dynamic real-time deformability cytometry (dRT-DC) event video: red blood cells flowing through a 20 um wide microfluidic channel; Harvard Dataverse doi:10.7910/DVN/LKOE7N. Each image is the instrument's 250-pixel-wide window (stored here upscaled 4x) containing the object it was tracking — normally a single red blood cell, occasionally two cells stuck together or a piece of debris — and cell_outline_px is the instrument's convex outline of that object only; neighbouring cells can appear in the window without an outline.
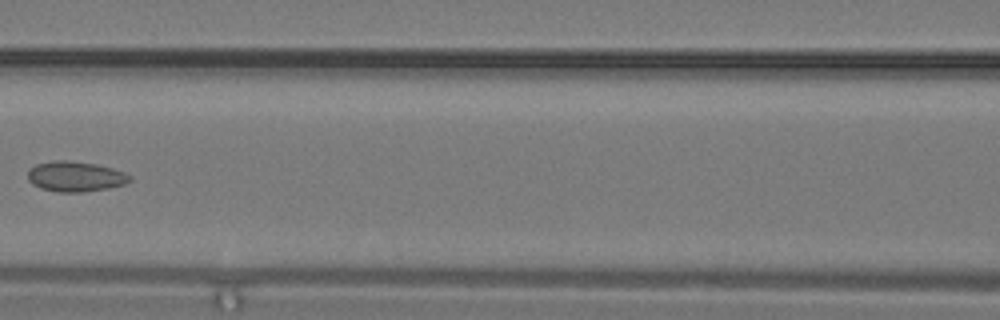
{"species": "common noctule bat (a hibernating species)", "species_latin": "Nyctalus noctula", "temperature_condition": "warm", "stored_images_in_passage": 16, "camera_frame_rate_fps": 3000, "um_per_image_px": 0.085, "animal": {"sex": "male", "body_mass_g": 19.2, "forearm_length_mm": 51.8}, "frame": {"image": 1, "passage_image": 12, "time_ms": 3.667, "image_size_px": [1000, 320], "cell_outline_px": [[132, 180], [124, 184], [108, 188], [84, 192], [56, 192], [40, 188], [32, 184], [28, 180], [28, 168], [36, 164], [56, 160], [68, 160], [96, 164], [112, 168], [124, 172], [132, 176]], "centroid_in_image_um": [6.39, 15.0], "position_along_channel_um": 160.2, "area_um2": 18.15}}
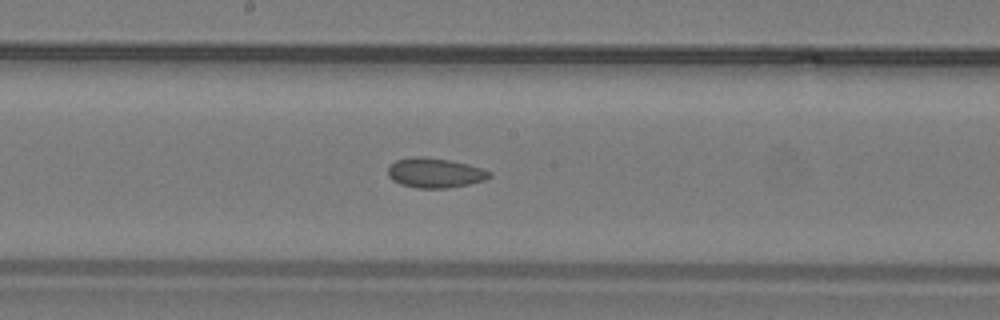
{"frame": {"image": 2, "passage_image": 14, "time_ms": 4.333, "image_size_px": [1000, 320], "cell_outline_px": [[492, 176], [484, 180], [468, 184], [448, 188], [416, 188], [400, 184], [392, 180], [388, 176], [388, 168], [396, 160], [412, 156], [424, 156], [448, 160], [468, 164], [492, 172]], "centroid_in_image_um": [36.95, 14.69], "position_along_channel_um": 211.2, "area_um2": 17.63}}
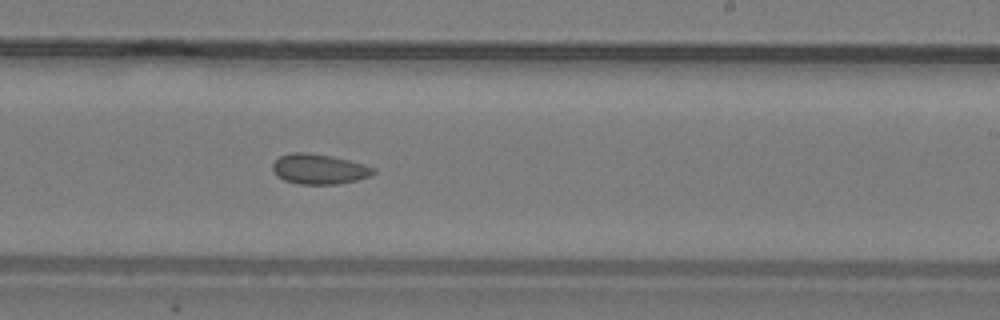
{"frame": {"image": 3, "passage_image": 16, "time_ms": 5.0, "image_size_px": [1000, 320], "cell_outline_px": [[376, 172], [368, 176], [356, 180], [336, 184], [300, 184], [284, 180], [276, 176], [272, 168], [272, 164], [280, 156], [292, 152], [308, 152], [332, 156], [364, 164], [376, 168]], "centroid_in_image_um": [27.1, 14.36], "position_along_channel_um": 261.9, "area_um2": 17.69}}